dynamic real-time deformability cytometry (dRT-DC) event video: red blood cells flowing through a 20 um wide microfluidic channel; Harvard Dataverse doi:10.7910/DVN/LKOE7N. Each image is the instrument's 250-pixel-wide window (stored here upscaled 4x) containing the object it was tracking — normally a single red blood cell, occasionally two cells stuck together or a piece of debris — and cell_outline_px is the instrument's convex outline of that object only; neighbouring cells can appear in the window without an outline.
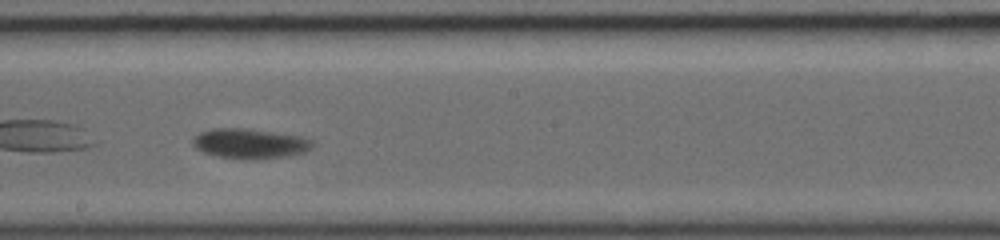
{"species": "common noctule bat (a hibernating species)", "species_latin": "Nyctalus noctula", "temperature_condition": "warm", "stored_images_in_passage": 27, "camera_frame_rate_fps": 5000, "um_per_image_px": 0.085, "animal": {"sex": "female", "body_mass_g": 19.0, "forearm_length_mm": 56.7}, "frame": {"image": 1, "passage_image": 12, "time_ms": 4.2, "image_size_px": [1000, 240], "cell_outline_px": [[312, 148], [304, 152], [288, 156], [256, 160], [244, 160], [216, 156], [204, 152], [196, 148], [192, 144], [192, 140], [200, 132], [212, 128], [244, 128], [300, 136], [312, 140]], "centroid_in_image_um": [21.22, 12.22], "position_along_channel_um": 227.0, "area_um2": 20.98}, "authors_computed_cell_mechanics": {"area_um2": 19.7098, "velocity_mm_per_s": 4.2232, "shape_relaxation_time_tau1_ms": 2.1009, "shape_relaxation_time_tau2_ms": null, "deformation_change_tau1": 0.0992, "deformation_change_tau2": null}}